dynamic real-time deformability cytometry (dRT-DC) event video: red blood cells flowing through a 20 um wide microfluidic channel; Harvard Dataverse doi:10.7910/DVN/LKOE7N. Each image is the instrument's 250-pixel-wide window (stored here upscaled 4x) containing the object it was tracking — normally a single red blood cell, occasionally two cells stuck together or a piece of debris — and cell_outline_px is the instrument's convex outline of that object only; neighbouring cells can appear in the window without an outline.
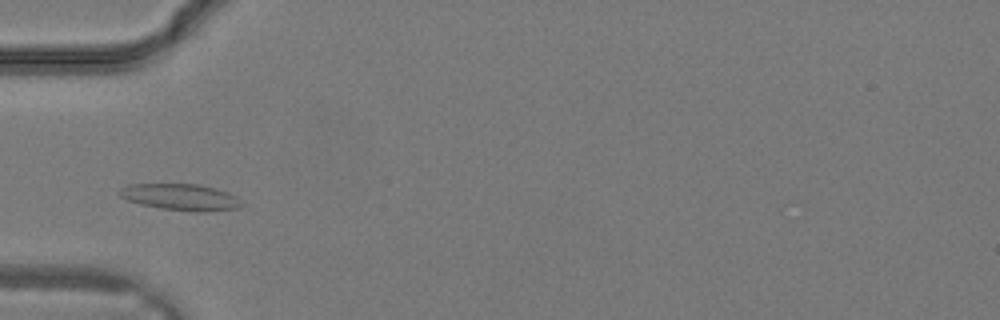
{"species": "common noctule bat (a hibernating species)", "species_latin": "Nyctalus noctula", "temperature_condition": "warm", "stored_images_in_passage": 6, "camera_frame_rate_fps": 3000, "um_per_image_px": 0.085, "animal": {"sex": "male", "body_mass_g": 19.2, "forearm_length_mm": 51.8}, "frame": {"image": 1, "passage_image": 4, "time_ms": 1.0, "image_size_px": [1000, 320], "cell_outline_px": [[244, 204], [240, 208], [208, 212], [192, 212], [160, 208], [140, 204], [128, 200], [120, 196], [120, 188], [128, 184], [196, 184], [216, 188], [228, 192], [236, 196]], "centroid_in_image_um": [15.41, 16.76], "position_along_channel_um": 69.6, "area_um2": 19.02}}